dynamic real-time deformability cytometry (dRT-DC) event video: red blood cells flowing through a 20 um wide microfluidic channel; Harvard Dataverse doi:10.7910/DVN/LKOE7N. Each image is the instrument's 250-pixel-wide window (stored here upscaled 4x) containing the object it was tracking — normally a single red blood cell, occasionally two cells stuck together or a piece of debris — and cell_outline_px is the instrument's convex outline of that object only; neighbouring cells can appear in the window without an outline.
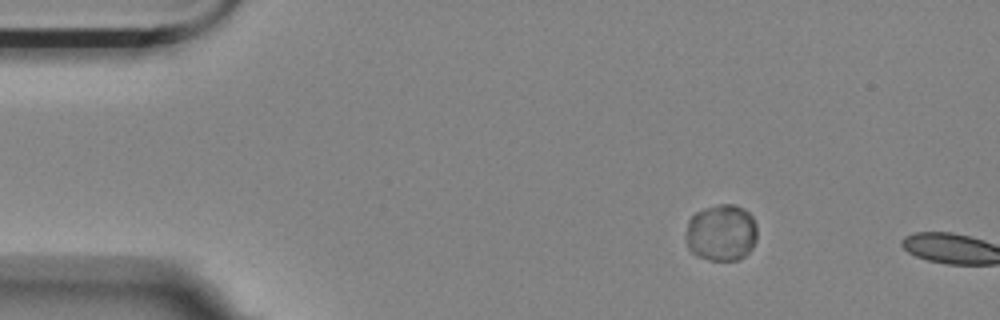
{"species": "Egyptian fruit bat (a non-hibernating species)", "species_latin": "Rousettus aegyptiacus", "temperature_condition": "room temperature", "stored_images_in_passage": 3, "camera_frame_rate_fps": 3000, "um_per_image_px": 0.085, "animal": {"sex": "female"}, "frame": {"image": 1, "passage_image": 1, "time_ms": 0.0, "image_size_px": [1000, 320], "cell_outline_px": [[756, 240], [752, 248], [740, 260], [708, 260], [696, 256], [688, 248], [684, 236], [688, 220], [696, 212], [720, 204], [732, 204], [744, 208], [752, 216], [756, 224]], "centroid_in_image_um": [61.29, 19.8], "position_along_channel_um": 23.7, "area_um2": 23.81}}